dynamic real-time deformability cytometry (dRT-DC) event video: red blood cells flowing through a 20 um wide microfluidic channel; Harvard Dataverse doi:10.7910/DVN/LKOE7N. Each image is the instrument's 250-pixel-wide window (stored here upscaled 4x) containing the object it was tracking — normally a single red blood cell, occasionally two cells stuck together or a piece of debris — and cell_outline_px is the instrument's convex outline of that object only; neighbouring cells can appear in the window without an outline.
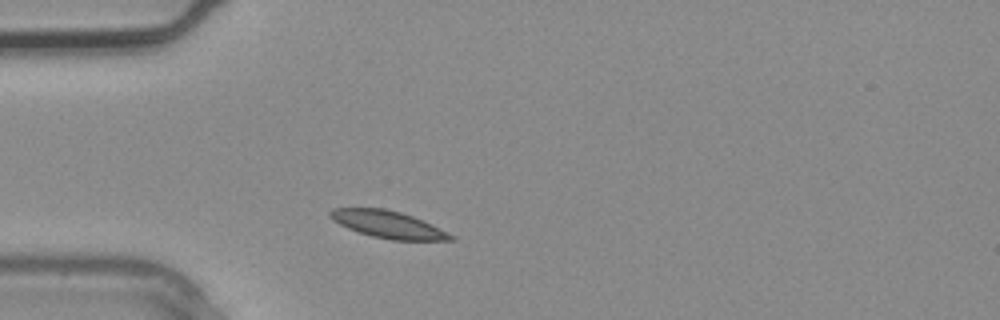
{"species": "common noctule bat (a hibernating species)", "species_latin": "Nyctalus noctula", "temperature_condition": "warm", "stored_images_in_passage": 1, "camera_frame_rate_fps": 3000, "um_per_image_px": 0.085, "animal": {"sex": "male", "body_mass_g": 20.4}, "frame": {"image": 1, "passage_image": 1, "time_ms": 0.0, "image_size_px": [1000, 320], "cell_outline_px": [[456, 240], [392, 240], [372, 236], [348, 228], [332, 220], [328, 216], [328, 212], [332, 208], [384, 208], [400, 212], [412, 216], [432, 224], [456, 236]], "centroid_in_image_um": [32.99, 19.08], "position_along_channel_um": 52.0, "area_um2": 19.07}}